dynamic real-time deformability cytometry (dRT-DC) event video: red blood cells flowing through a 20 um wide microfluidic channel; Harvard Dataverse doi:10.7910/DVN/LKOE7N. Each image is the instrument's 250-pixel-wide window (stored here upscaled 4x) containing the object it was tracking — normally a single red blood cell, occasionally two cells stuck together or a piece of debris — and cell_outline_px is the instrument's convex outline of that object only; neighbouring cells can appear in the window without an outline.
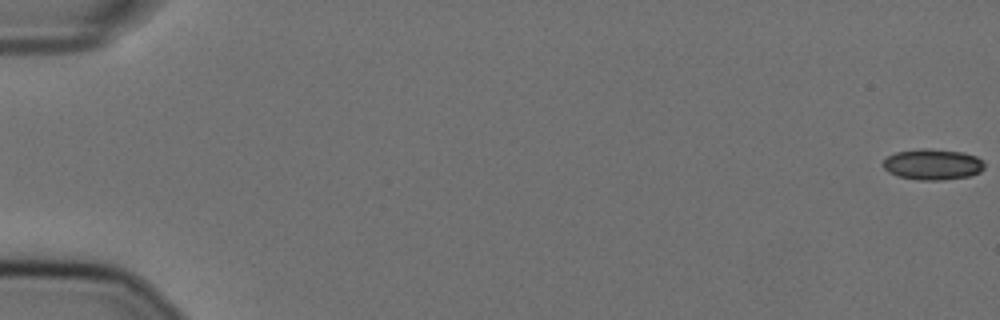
{"species": "Egyptian fruit bat (a non-hibernating species)", "species_latin": "Rousettus aegyptiacus", "temperature_condition": "cold", "stored_images_in_passage": 56, "camera_frame_rate_fps": 3000, "um_per_image_px": 0.085, "animal": {"sex": "female"}, "frame": {"image": 1, "passage_image": 1, "time_ms": 0.0, "image_size_px": [1000, 320], "cell_outline_px": [[984, 168], [980, 172], [968, 176], [944, 180], [920, 180], [900, 176], [888, 172], [884, 168], [884, 160], [888, 156], [896, 152], [924, 148], [928, 148], [964, 152], [976, 156], [984, 164]], "centroid_in_image_um": [79.29, 13.97], "position_along_channel_um": 5.7, "area_um2": 18.09}}
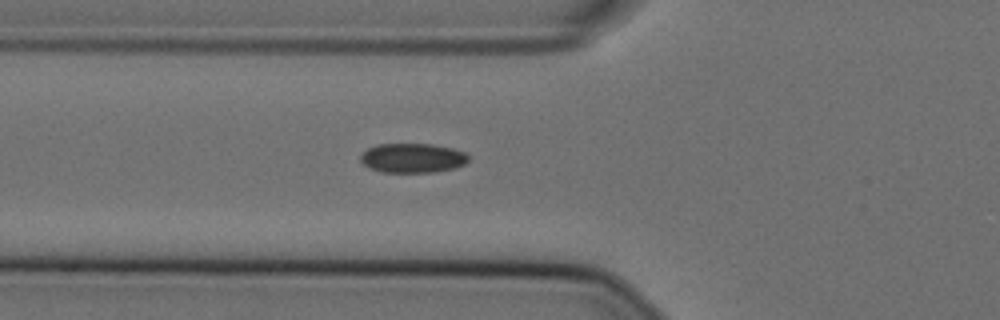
{"frame": {"image": 2, "passage_image": 22, "time_ms": 7.0, "image_size_px": [1000, 320], "cell_outline_px": [[468, 160], [464, 164], [452, 168], [432, 172], [380, 172], [368, 168], [360, 160], [360, 156], [368, 148], [376, 144], [432, 144], [452, 148], [464, 152], [468, 156]], "centroid_in_image_um": [35.03, 13.43], "position_along_channel_um": 90.8, "area_um2": 18.44}}
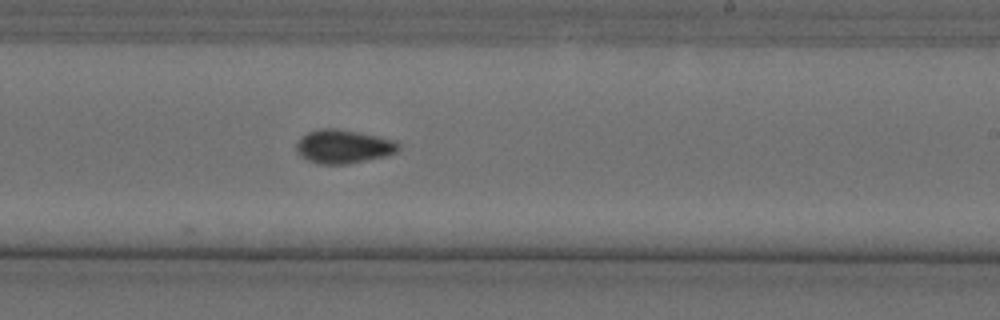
{"frame": {"image": 3, "passage_image": 36, "time_ms": 11.667, "image_size_px": [1000, 320], "cell_outline_px": [[400, 148], [396, 152], [384, 156], [348, 164], [320, 164], [308, 160], [300, 156], [296, 152], [296, 144], [300, 136], [308, 132], [320, 128], [336, 128], [396, 140], [400, 144]], "centroid_in_image_um": [29.16, 12.45], "position_along_channel_um": 259.8, "area_um2": 20.06}, "authors_computed_cell_mechanics": {"area_um2": 18.5538, "velocity_mm_per_s": 3.6094, "shape_relaxation_time_tau1_ms": null, "shape_relaxation_time_tau2_ms": 3.779, "deformation_change_tau1": null, "deformation_change_tau2": 0.0756}}